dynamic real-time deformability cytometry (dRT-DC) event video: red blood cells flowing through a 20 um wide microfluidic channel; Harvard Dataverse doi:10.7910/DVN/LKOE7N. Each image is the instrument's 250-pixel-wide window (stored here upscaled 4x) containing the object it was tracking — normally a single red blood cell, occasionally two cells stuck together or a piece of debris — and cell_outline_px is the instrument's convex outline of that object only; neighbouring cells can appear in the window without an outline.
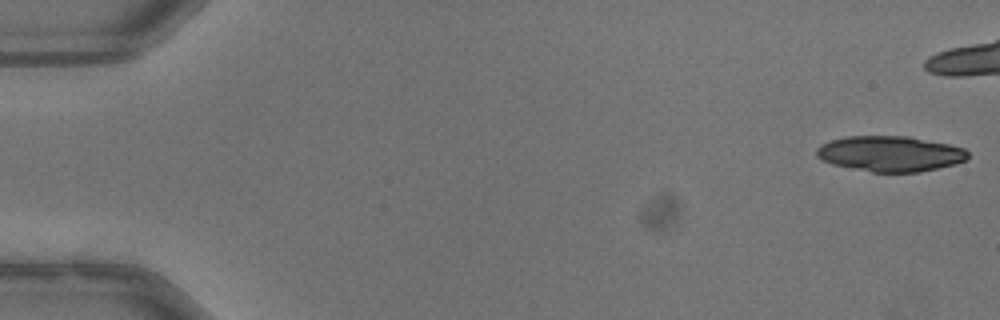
{"species": "common noctule bat (a hibernating species)", "species_latin": "Nyctalus noctula", "temperature_condition": "warm", "stored_images_in_passage": 18, "camera_frame_rate_fps": 3000, "um_per_image_px": 0.085, "animal": {"sex": "male", "body_mass_g": 13.3}, "frame": {"image": 1, "passage_image": 1, "time_ms": 0.0, "image_size_px": [1000, 320], "cell_outline_px": [[968, 160], [956, 164], [920, 172], [872, 172], [832, 164], [820, 160], [816, 156], [816, 148], [820, 144], [844, 136], [908, 136], [948, 144], [964, 148], [968, 152]], "centroid_in_image_um": [75.65, 13.07], "position_along_channel_um": 9.3, "area_um2": 31.5}}